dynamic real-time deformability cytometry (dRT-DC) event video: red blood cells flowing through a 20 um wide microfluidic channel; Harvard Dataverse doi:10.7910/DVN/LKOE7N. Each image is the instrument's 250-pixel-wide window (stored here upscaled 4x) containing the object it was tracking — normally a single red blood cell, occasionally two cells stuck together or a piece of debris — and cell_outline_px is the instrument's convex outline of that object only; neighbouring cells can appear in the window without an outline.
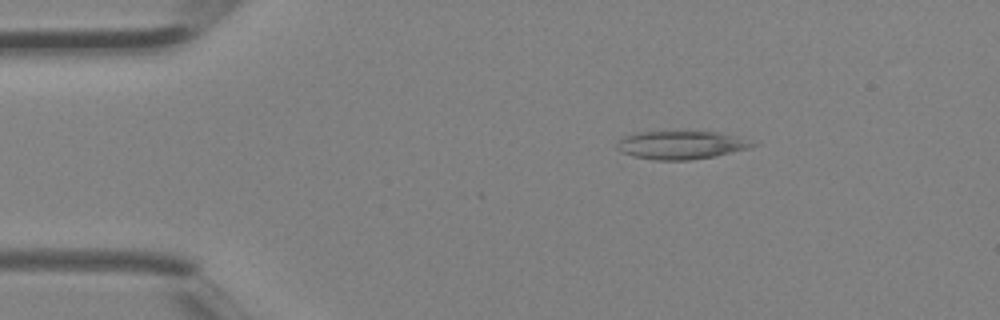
{"species": "Egyptian fruit bat (a non-hibernating species)", "species_latin": "Rousettus aegyptiacus", "temperature_condition": "room temperature", "stored_images_in_passage": 3, "camera_frame_rate_fps": 3000, "um_per_image_px": 0.085, "animal": {"sex": "female"}, "frame": {"image": 1, "passage_image": 2, "time_ms": 0.333, "image_size_px": [1000, 320], "cell_outline_px": [[760, 144], [748, 148], [716, 156], [688, 160], [652, 160], [632, 156], [620, 152], [616, 148], [616, 140], [624, 136], [636, 132], [716, 132], [736, 136]], "centroid_in_image_um": [57.83, 12.33], "position_along_channel_um": 27.2, "area_um2": 22.37}}
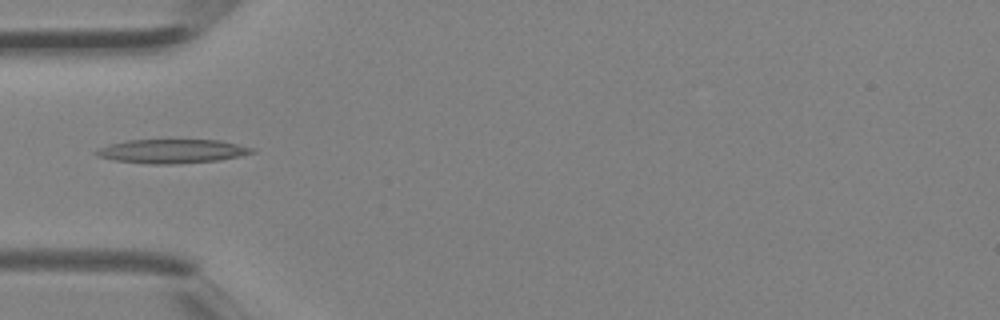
{"frame": {"image": 2, "passage_image": 3, "time_ms": 0.667, "image_size_px": [1000, 320], "cell_outline_px": [[256, 152], [240, 156], [220, 160], [172, 164], [148, 164], [116, 160], [96, 156], [92, 152], [108, 144], [128, 140], [220, 140], [256, 148]], "centroid_in_image_um": [14.64, 12.85], "position_along_channel_um": 70.4, "area_um2": 21.85}}